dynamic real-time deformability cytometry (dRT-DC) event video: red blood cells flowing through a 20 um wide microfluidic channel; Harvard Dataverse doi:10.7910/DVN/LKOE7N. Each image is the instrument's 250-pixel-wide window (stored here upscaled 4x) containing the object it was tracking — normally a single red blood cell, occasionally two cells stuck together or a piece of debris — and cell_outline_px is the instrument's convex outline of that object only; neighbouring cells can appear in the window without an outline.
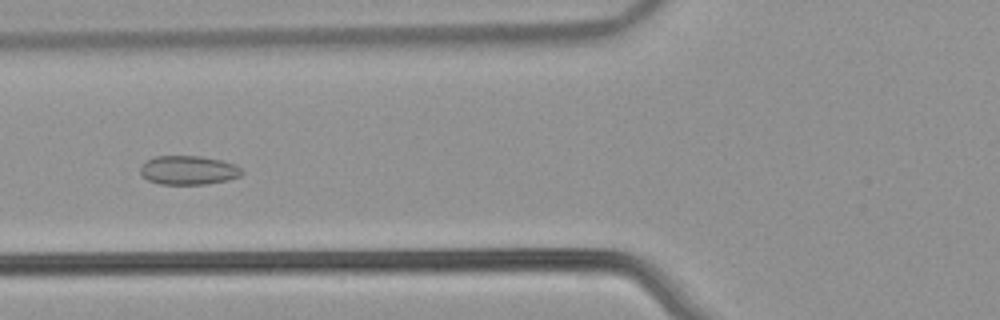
{"species": "common noctule bat (a hibernating species)", "species_latin": "Nyctalus noctula", "temperature_condition": "warm", "stored_images_in_passage": 55, "camera_frame_rate_fps": 3000, "um_per_image_px": 0.085, "animal": {"sex": "male", "body_mass_g": 21.5, "forearm_length_mm": 52.0}, "frame": {"image": 1, "passage_image": 23, "time_ms": 7.333, "image_size_px": [1000, 320], "cell_outline_px": [[244, 172], [240, 176], [228, 180], [208, 184], [160, 184], [148, 180], [140, 176], [140, 168], [148, 160], [156, 156], [200, 156], [220, 160], [236, 164]], "centroid_in_image_um": [16.03, 14.47], "position_along_channel_um": 109.8, "area_um2": 17.17}}
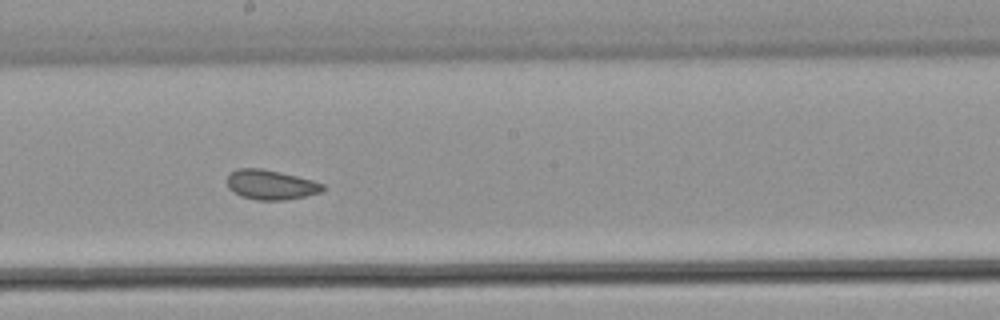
{"frame": {"image": 2, "passage_image": 32, "time_ms": 10.333, "image_size_px": [1000, 320], "cell_outline_px": [[324, 188], [320, 192], [304, 196], [284, 200], [256, 200], [240, 196], [232, 192], [228, 188], [228, 176], [232, 172], [240, 168], [260, 168], [280, 172], [312, 180], [324, 184]], "centroid_in_image_um": [22.99, 15.71], "position_along_channel_um": 225.2, "area_um2": 16.42}}
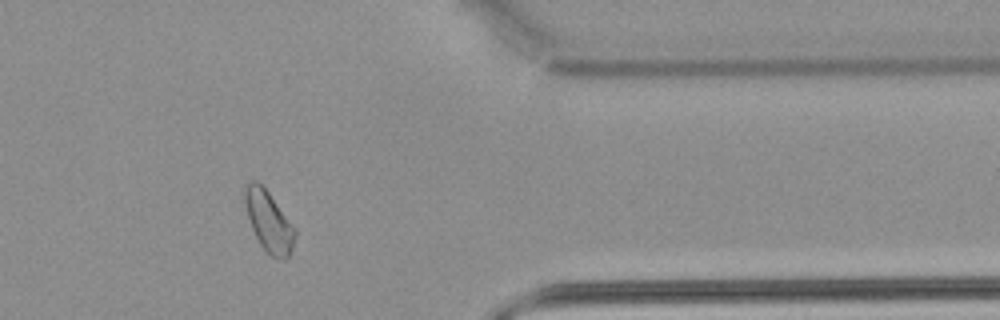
{"frame": {"image": 3, "passage_image": 46, "time_ms": 15.0, "image_size_px": [1000, 320], "cell_outline_px": [[296, 236], [292, 248], [288, 256], [284, 260], [280, 260], [272, 256], [260, 244], [252, 228], [248, 216], [244, 200], [244, 184], [252, 180], [256, 180], [268, 192], [296, 228]], "centroid_in_image_um": [22.85, 18.8], "position_along_channel_um": 388.5, "area_um2": 17.57}, "authors_computed_cell_mechanics": {"area_um2": 18.4382, "velocity_mm_per_s": 3.8557, "shape_relaxation_time_tau1_ms": null, "shape_relaxation_time_tau2_ms": 1.9033, "deformation_change_tau1": null, "deformation_change_tau2": 0.0477}}